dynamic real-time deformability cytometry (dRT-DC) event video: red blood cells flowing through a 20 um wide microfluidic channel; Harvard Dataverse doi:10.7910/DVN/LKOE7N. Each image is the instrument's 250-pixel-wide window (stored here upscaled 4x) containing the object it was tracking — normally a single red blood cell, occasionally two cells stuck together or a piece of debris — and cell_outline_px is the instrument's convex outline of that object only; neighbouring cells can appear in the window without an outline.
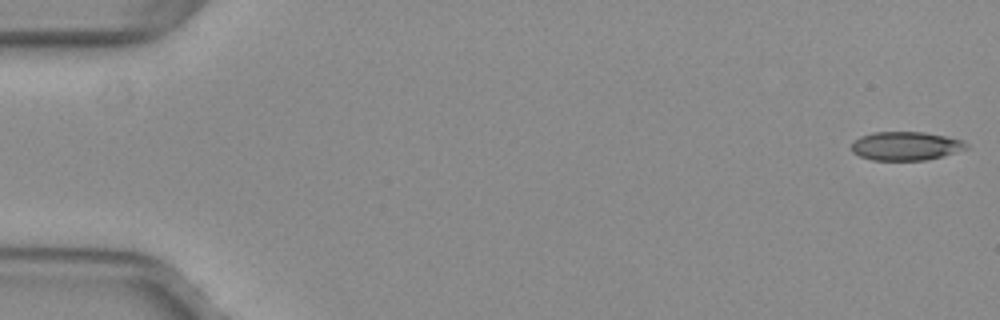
{"species": "common noctule bat (a hibernating species)", "species_latin": "Nyctalus noctula", "temperature_condition": "warm", "stored_images_in_passage": 26, "camera_frame_rate_fps": 3000, "um_per_image_px": 0.085, "animal": {"sex": "female", "body_mass_g": 29.2, "forearm_length_mm": 56.3}, "frame": {"image": 1, "passage_image": 1, "time_ms": 0.0, "image_size_px": [1000, 320], "cell_outline_px": [[968, 148], [928, 160], [872, 160], [860, 156], [852, 152], [852, 144], [860, 136], [872, 132], [924, 132], [944, 136], [960, 140], [968, 144]], "centroid_in_image_um": [76.96, 12.41], "position_along_channel_um": 8.0, "area_um2": 19.02}}
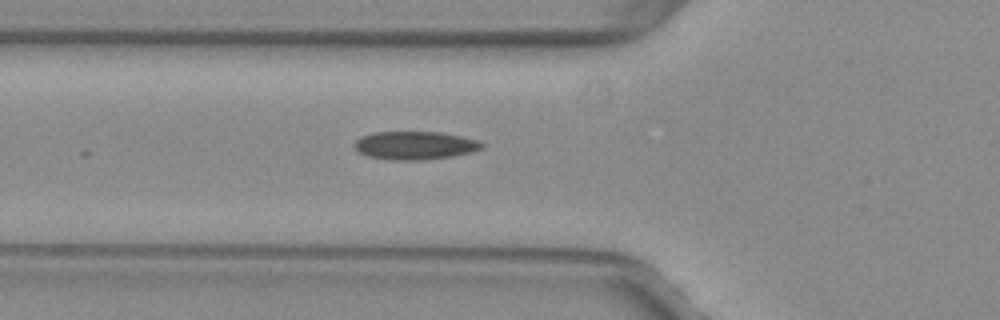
{"frame": {"image": 2, "passage_image": 19, "time_ms": 6.0, "image_size_px": [1000, 320], "cell_outline_px": [[484, 148], [472, 152], [452, 156], [424, 160], [392, 160], [368, 156], [360, 152], [352, 144], [360, 136], [372, 132], [440, 132], [480, 140], [484, 144]], "centroid_in_image_um": [35.28, 12.36], "position_along_channel_um": 90.5, "area_um2": 21.1}}
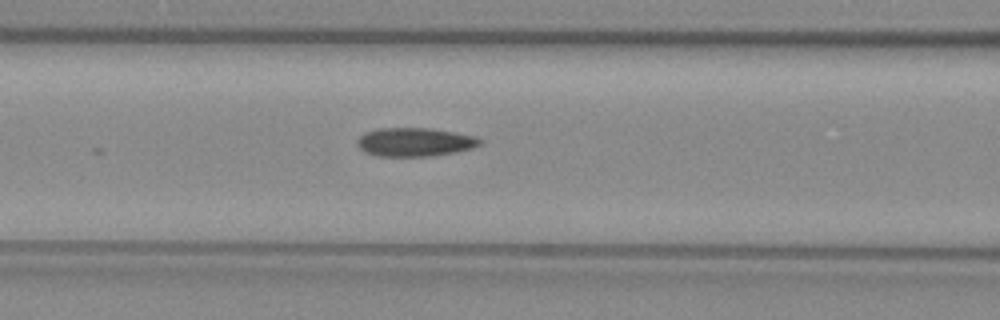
{"frame": {"image": 3, "passage_image": 22, "time_ms": 7.0, "image_size_px": [1000, 320], "cell_outline_px": [[480, 144], [472, 148], [456, 152], [432, 156], [376, 156], [364, 152], [356, 144], [356, 140], [364, 132], [380, 128], [428, 128], [476, 136], [480, 140]], "centroid_in_image_um": [35.21, 12.08], "position_along_channel_um": 131.4, "area_um2": 20.46}}